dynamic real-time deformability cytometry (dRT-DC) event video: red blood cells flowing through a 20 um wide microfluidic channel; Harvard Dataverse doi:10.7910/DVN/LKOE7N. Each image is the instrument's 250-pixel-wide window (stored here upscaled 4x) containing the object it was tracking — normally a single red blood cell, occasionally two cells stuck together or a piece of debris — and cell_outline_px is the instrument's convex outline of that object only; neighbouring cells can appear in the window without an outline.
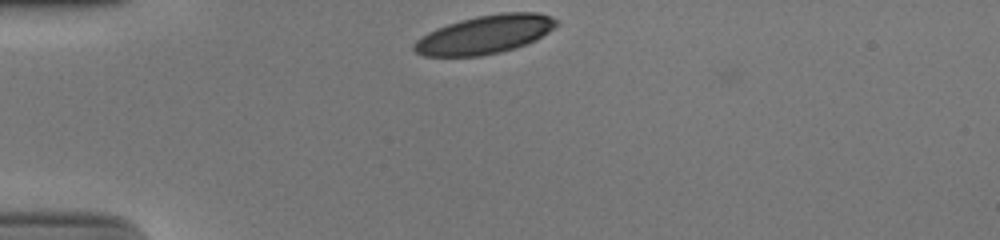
{"species": "human", "species_latin": "Homo sapiens", "temperature_condition": "cold", "stored_images_in_passage": 31, "camera_frame_rate_fps": 3000, "um_per_image_px": 0.085, "donor": {"sex": "male"}, "frame": {"image": 1, "passage_image": 1, "time_ms": 0.0, "image_size_px": [1000, 240], "cell_outline_px": [[560, 24], [536, 40], [500, 52], [480, 56], [424, 56], [416, 52], [412, 48], [412, 44], [416, 40], [428, 32], [436, 28], [460, 20], [476, 16], [504, 12], [536, 12], [552, 16], [560, 20]], "centroid_in_image_um": [41.23, 2.92], "position_along_channel_um": 43.8, "area_um2": 31.96}}
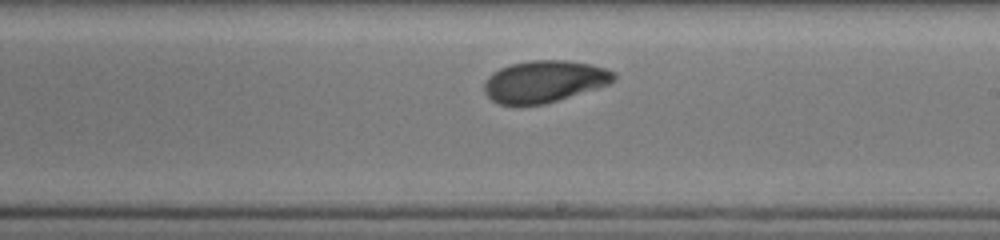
{"frame": {"image": 2, "passage_image": 19, "time_ms": 6.0, "image_size_px": [1000, 240], "cell_outline_px": [[616, 80], [608, 84], [596, 88], [544, 104], [500, 104], [492, 100], [484, 92], [484, 84], [488, 76], [492, 72], [500, 68], [512, 64], [532, 60], [568, 60], [588, 64], [604, 68], [616, 72]], "centroid_in_image_um": [46.26, 6.91], "position_along_channel_um": 242.7, "area_um2": 31.33}}
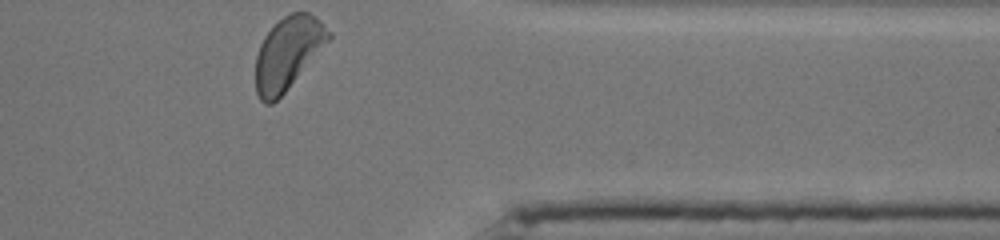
{"frame": {"image": 3, "passage_image": 31, "time_ms": 10.0, "image_size_px": [1000, 240], "cell_outline_px": [[332, 36], [284, 92], [272, 104], [264, 104], [260, 100], [256, 92], [256, 56], [260, 44], [264, 36], [284, 16], [292, 12], [308, 12], [316, 16], [332, 32]], "centroid_in_image_um": [24.46, 4.5], "position_along_channel_um": 386.9, "area_um2": 30.29}, "authors_computed_cell_mechanics": {"area_um2": 32.0212, "velocity_mm_per_s": 3.8576, "shape_relaxation_time_tau1_ms": 2.4564, "shape_relaxation_time_tau2_ms": 2.1636, "deformation_change_tau1": 0.1356, "deformation_change_tau2": 0.0682}}